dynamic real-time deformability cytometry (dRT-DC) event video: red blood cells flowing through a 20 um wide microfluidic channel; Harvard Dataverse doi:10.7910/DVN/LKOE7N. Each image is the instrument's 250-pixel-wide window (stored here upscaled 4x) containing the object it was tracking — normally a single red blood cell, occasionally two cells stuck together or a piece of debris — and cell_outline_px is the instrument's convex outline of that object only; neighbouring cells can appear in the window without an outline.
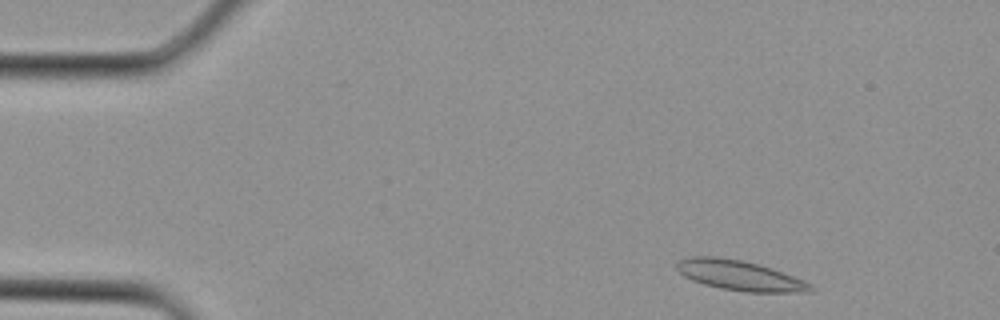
{"species": "Egyptian fruit bat (a non-hibernating species)", "species_latin": "Rousettus aegyptiacus", "temperature_condition": "cold", "stored_images_in_passage": 2, "camera_frame_rate_fps": 3000, "um_per_image_px": 0.085, "animal": {"sex": "female"}, "frame": {"image": 1, "passage_image": 1, "time_ms": 0.0, "image_size_px": [1000, 320], "cell_outline_px": [[816, 288], [812, 292], [748, 292], [720, 288], [704, 284], [692, 280], [684, 276], [676, 268], [676, 264], [680, 260], [688, 256], [716, 256], [740, 260], [772, 268], [804, 280], [812, 284]], "centroid_in_image_um": [62.9, 23.42], "position_along_channel_um": 22.1, "area_um2": 23.41}}